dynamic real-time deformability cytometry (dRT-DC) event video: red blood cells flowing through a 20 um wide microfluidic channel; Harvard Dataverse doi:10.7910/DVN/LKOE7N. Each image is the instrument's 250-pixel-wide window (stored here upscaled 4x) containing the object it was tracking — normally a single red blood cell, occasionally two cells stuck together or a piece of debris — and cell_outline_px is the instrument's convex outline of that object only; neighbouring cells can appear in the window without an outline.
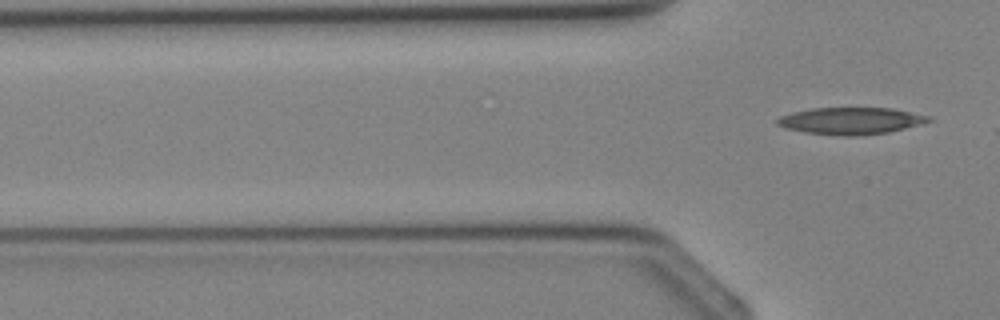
{"species": "Egyptian fruit bat (a non-hibernating species)", "species_latin": "Rousettus aegyptiacus", "temperature_condition": "cold", "stored_images_in_passage": 6, "segment_of_instrument_passage": [2, 2], "camera_frame_rate_fps": 3000, "um_per_image_px": 0.085, "animal": {"sex": "female"}, "frame": {"image": 1, "passage_image": 6, "time_ms": 6.667, "image_size_px": [1000, 320], "cell_outline_px": [[932, 120], [920, 124], [888, 132], [856, 136], [840, 136], [804, 132], [784, 128], [776, 124], [776, 120], [780, 116], [792, 112], [812, 108], [892, 108], [932, 116]], "centroid_in_image_um": [72.3, 10.27], "position_along_channel_um": 53.5, "area_um2": 23.81}}